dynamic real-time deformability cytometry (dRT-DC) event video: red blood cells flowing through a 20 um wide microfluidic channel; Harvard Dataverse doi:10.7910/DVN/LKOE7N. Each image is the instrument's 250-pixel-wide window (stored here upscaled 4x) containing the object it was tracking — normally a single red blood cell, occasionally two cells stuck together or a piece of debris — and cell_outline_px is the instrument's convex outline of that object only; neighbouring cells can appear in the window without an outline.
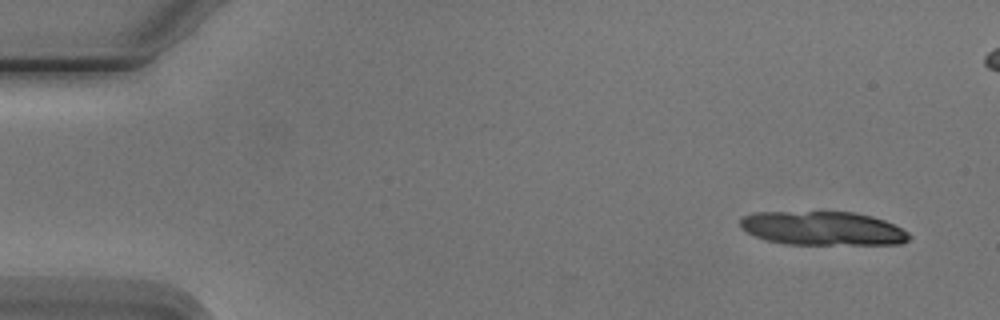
{"species": "Egyptian fruit bat (a non-hibernating species)", "species_latin": "Rousettus aegyptiacus", "temperature_condition": "cold", "stored_images_in_passage": 9, "camera_frame_rate_fps": 3000, "um_per_image_px": 0.085, "animal": {"sex": "male"}, "frame": {"image": 1, "passage_image": 1, "time_ms": 0.0, "image_size_px": [1000, 320], "cell_outline_px": [[912, 236], [908, 240], [900, 244], [784, 244], [764, 240], [740, 228], [740, 220], [744, 216], [752, 212], [856, 212], [872, 216], [884, 220], [908, 232]], "centroid_in_image_um": [69.91, 19.41], "position_along_channel_um": 15.1, "area_um2": 33.35}}
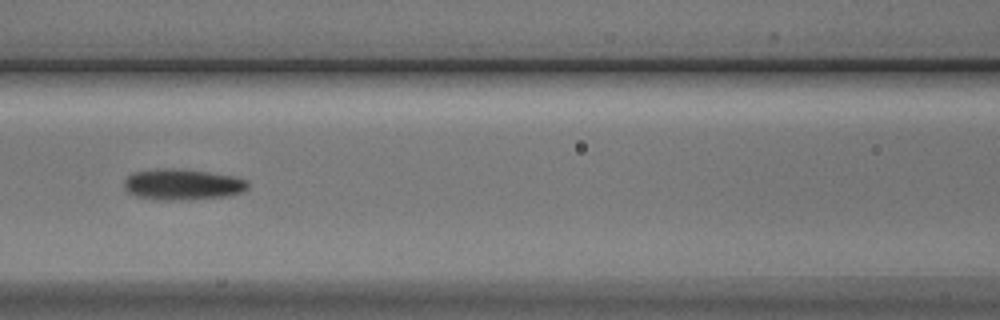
{"frame": {"image": 2, "passage_image": 7, "time_ms": 7.0, "image_size_px": [1000, 320], "cell_outline_px": [[248, 188], [244, 192], [228, 196], [180, 200], [164, 200], [136, 196], [128, 192], [124, 188], [124, 180], [132, 172], [164, 168], [168, 168], [208, 172], [236, 176], [248, 180]], "centroid_in_image_um": [15.54, 15.68], "position_along_channel_um": 151.1, "area_um2": 22.37}}
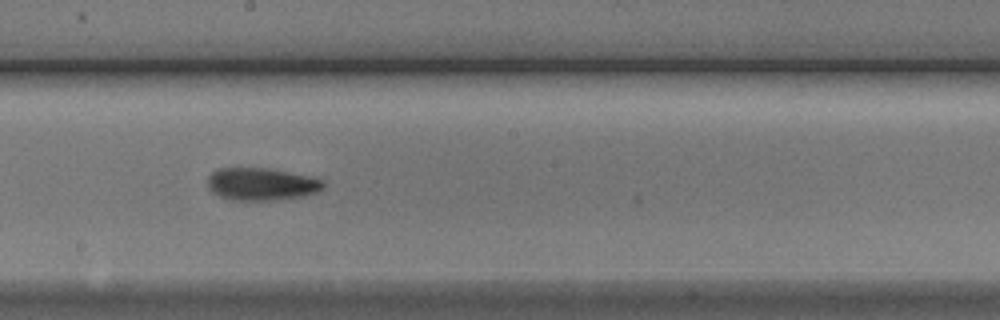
{"frame": {"image": 3, "passage_image": 9, "time_ms": 9.0, "image_size_px": [1000, 320], "cell_outline_px": [[324, 188], [316, 192], [304, 196], [276, 200], [232, 200], [220, 196], [212, 192], [208, 188], [208, 176], [212, 172], [220, 168], [276, 168], [324, 180]], "centroid_in_image_um": [22.24, 15.64], "position_along_channel_um": 226.0, "area_um2": 22.14}}